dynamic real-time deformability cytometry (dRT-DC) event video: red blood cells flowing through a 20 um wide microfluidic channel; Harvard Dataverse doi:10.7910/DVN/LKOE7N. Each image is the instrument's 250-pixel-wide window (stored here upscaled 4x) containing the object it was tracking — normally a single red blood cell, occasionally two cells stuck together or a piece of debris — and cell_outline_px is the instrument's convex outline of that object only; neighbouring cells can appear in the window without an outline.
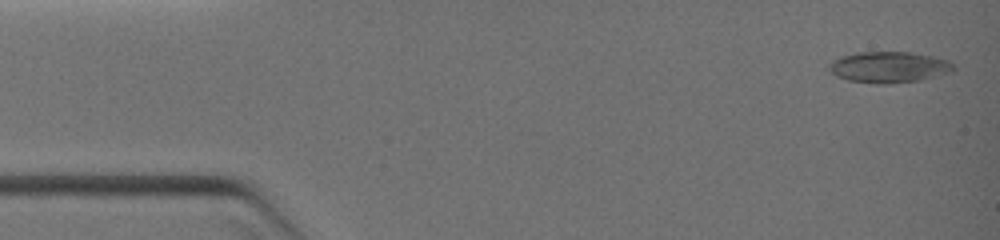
{"species": "common noctule bat (a hibernating species)", "species_latin": "Nyctalus noctula", "temperature_condition": "warm", "stored_images_in_passage": 13, "camera_frame_rate_fps": 3000, "um_per_image_px": 0.085, "animal": {"sex": "female", "body_mass_g": 19.0, "forearm_length_mm": 51.5}, "frame": {"image": 1, "passage_image": 1, "time_ms": 0.0, "image_size_px": [1000, 240], "cell_outline_px": [[952, 68], [916, 80], [884, 84], [876, 84], [848, 80], [836, 76], [828, 68], [828, 64], [832, 60], [840, 56], [856, 52], [908, 52], [932, 56], [948, 60], [952, 64]], "centroid_in_image_um": [75.38, 5.68], "position_along_channel_um": 9.6, "area_um2": 21.79}}
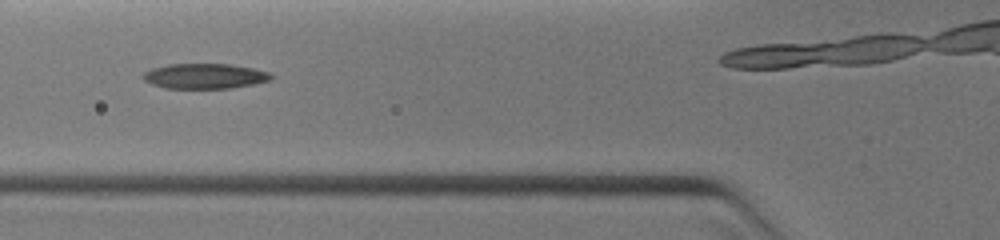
{"frame": {"image": 2, "passage_image": 9, "time_ms": 4.0, "image_size_px": [1000, 240], "cell_outline_px": [[276, 76], [268, 80], [252, 84], [228, 88], [168, 88], [152, 84], [144, 80], [140, 76], [144, 72], [152, 68], [168, 64], [232, 64], [272, 72]], "centroid_in_image_um": [17.41, 6.46], "position_along_channel_um": 108.4, "area_um2": 18.79}}
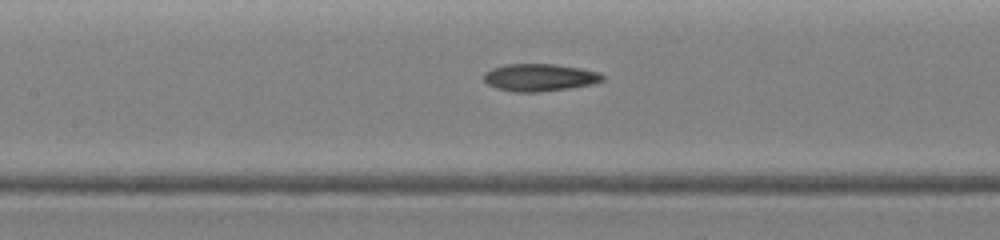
{"frame": {"image": 3, "passage_image": 11, "time_ms": 5.0, "image_size_px": [1000, 240], "cell_outline_px": [[604, 80], [592, 84], [568, 88], [540, 92], [512, 92], [496, 88], [488, 84], [484, 80], [484, 72], [492, 68], [504, 64], [556, 64], [580, 68], [600, 72], [604, 76]], "centroid_in_image_um": [45.85, 6.58], "position_along_channel_um": 161.5, "area_um2": 19.07}}